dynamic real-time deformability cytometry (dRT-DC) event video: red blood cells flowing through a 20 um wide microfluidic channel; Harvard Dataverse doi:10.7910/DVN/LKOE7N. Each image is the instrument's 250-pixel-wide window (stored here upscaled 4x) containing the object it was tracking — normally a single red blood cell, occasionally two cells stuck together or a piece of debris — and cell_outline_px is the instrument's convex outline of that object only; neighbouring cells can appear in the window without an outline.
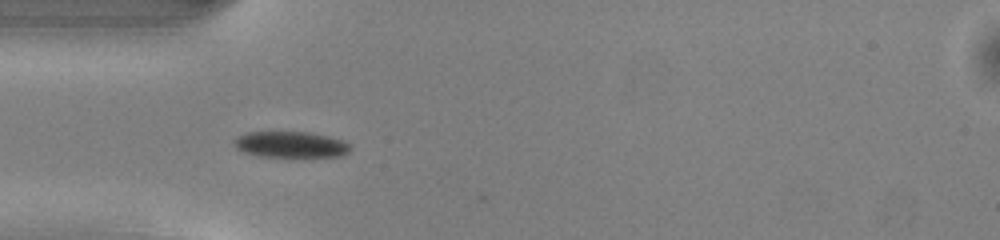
{"species": "common noctule bat (a hibernating species)", "species_latin": "Nyctalus noctula", "temperature_condition": "warm", "stored_images_in_passage": 3, "camera_frame_rate_fps": 3000, "um_per_image_px": 0.085, "animal": {"sex": "male", "body_mass_g": 13.0, "forearm_length_mm": 53.1}, "frame": {"image": 1, "passage_image": 1, "time_ms": 0.0, "image_size_px": [1000, 240], "cell_outline_px": [[352, 148], [344, 156], [260, 156], [244, 152], [236, 148], [232, 140], [236, 136], [248, 132], [308, 132], [328, 136], [344, 140], [352, 144]], "centroid_in_image_um": [24.73, 12.27], "position_along_channel_um": 60.3, "area_um2": 17.74}}